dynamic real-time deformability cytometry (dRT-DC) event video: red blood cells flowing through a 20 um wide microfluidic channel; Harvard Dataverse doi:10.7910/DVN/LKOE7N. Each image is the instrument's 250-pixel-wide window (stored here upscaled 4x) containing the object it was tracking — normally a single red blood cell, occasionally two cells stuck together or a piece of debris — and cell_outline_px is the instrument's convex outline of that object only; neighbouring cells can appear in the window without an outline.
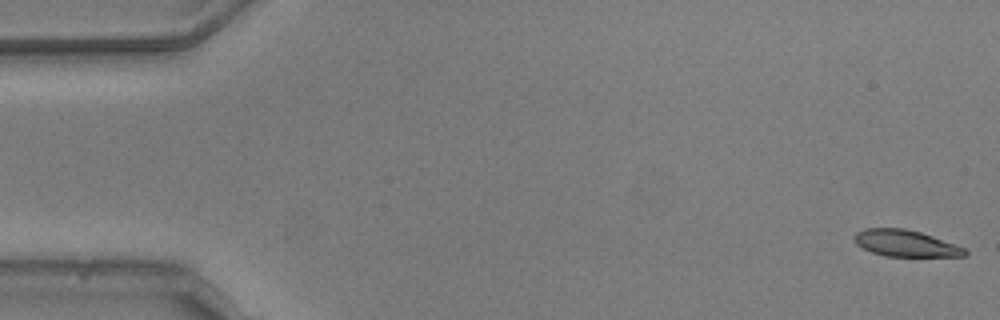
{"species": "common noctule bat (a hibernating species)", "species_latin": "Nyctalus noctula", "temperature_condition": "warm", "stored_images_in_passage": 53, "camera_frame_rate_fps": 3000, "um_per_image_px": 0.085, "animal": {"sex": "male", "body_mass_g": 20.5, "forearm_length_mm": 52.5}, "frame": {"image": 1, "passage_image": 1, "time_ms": 0.0, "image_size_px": [1000, 320], "cell_outline_px": [[968, 256], [884, 256], [872, 252], [856, 244], [852, 236], [856, 232], [864, 228], [904, 228], [920, 232], [956, 244], [964, 248], [968, 252]], "centroid_in_image_um": [76.95, 20.68], "position_along_channel_um": 8.0, "area_um2": 17.11}}
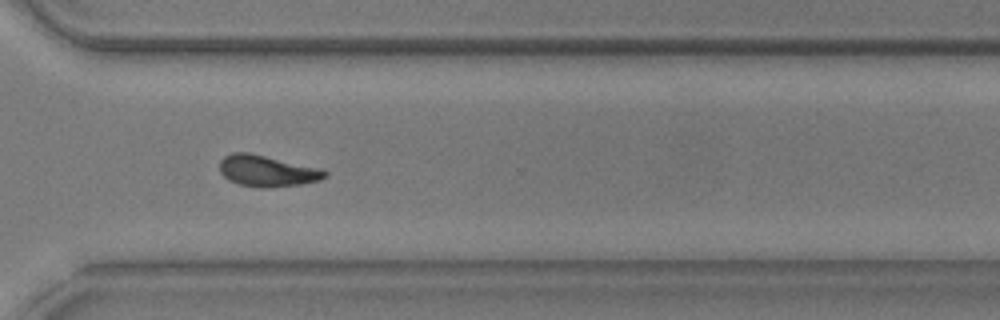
{"frame": {"image": 2, "passage_image": 39, "time_ms": 12.667, "image_size_px": [1000, 320], "cell_outline_px": [[328, 176], [320, 180], [300, 184], [264, 188], [240, 184], [228, 180], [220, 172], [220, 160], [224, 156], [232, 152], [248, 152], [320, 168], [328, 172]], "centroid_in_image_um": [22.7, 14.52], "position_along_channel_um": 347.9, "area_um2": 19.07}}
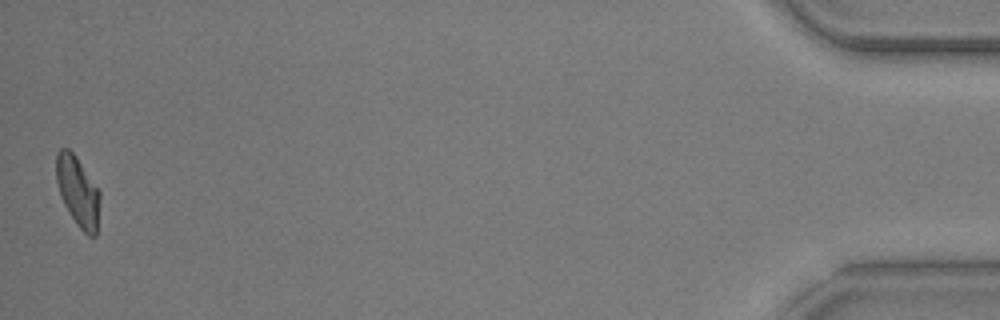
{"frame": {"image": 3, "passage_image": 53, "time_ms": 17.333, "image_size_px": [1000, 320], "cell_outline_px": [[100, 200], [96, 236], [88, 236], [80, 228], [64, 204], [60, 196], [56, 180], [56, 152], [60, 148], [68, 148], [76, 156], [100, 192]], "centroid_in_image_um": [6.61, 16.25], "position_along_channel_um": 428.6, "area_um2": 17.69}, "authors_computed_cell_mechanics": {"area_um2": 18.6116, "velocity_mm_per_s": 3.7702, "shape_relaxation_time_tau1_ms": 6.9537, "shape_relaxation_time_tau2_ms": 7.2543, "deformation_change_tau1": 0.1977, "deformation_change_tau2": 0.1601}}